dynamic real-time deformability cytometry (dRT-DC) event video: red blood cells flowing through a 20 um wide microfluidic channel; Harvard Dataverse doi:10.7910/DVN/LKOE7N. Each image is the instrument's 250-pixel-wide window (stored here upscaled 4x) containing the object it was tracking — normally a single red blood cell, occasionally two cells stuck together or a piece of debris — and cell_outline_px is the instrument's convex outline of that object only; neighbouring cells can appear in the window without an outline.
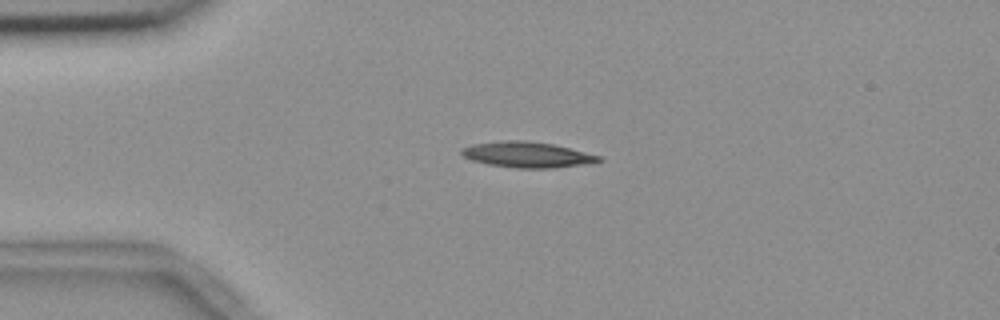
{"species": "common noctule bat (a hibernating species)", "species_latin": "Nyctalus noctula", "temperature_condition": "room temperature", "stored_images_in_passage": 43, "camera_frame_rate_fps": 3000, "um_per_image_px": 0.085, "animal": {"sex": "female", "body_mass_g": 18.4}, "frame": {"image": 1, "passage_image": 1, "time_ms": 0.0, "image_size_px": [1000, 320], "cell_outline_px": [[604, 160], [580, 164], [548, 168], [516, 168], [488, 164], [472, 160], [464, 156], [460, 152], [460, 148], [472, 144], [500, 140], [524, 140], [552, 144], [600, 156]], "centroid_in_image_um": [44.72, 13.13], "position_along_channel_um": 40.3, "area_um2": 20.23}}
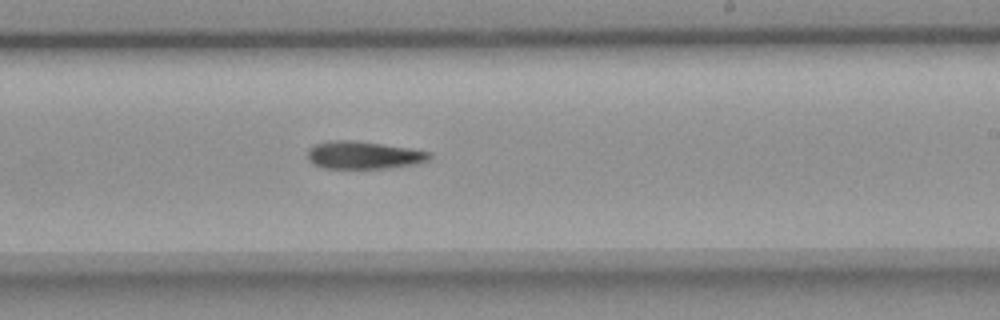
{"frame": {"image": 2, "passage_image": 21, "time_ms": 6.667, "image_size_px": [1000, 320], "cell_outline_px": [[432, 156], [428, 160], [416, 164], [392, 168], [324, 168], [312, 164], [308, 160], [308, 148], [316, 144], [332, 140], [352, 140], [408, 148], [432, 152]], "centroid_in_image_um": [30.91, 13.19], "position_along_channel_um": 258.1, "area_um2": 19.65}}
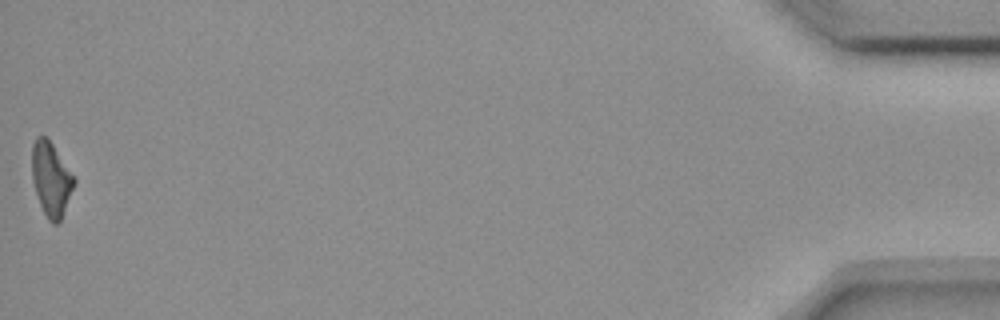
{"frame": {"image": 3, "passage_image": 43, "time_ms": 14.0, "image_size_px": [1000, 320], "cell_outline_px": [[76, 180], [60, 220], [56, 224], [52, 224], [48, 220], [40, 204], [32, 180], [32, 144], [36, 136], [44, 136], [52, 144]], "centroid_in_image_um": [4.31, 15.22], "position_along_channel_um": 430.9, "area_um2": 17.69}, "authors_computed_cell_mechanics": {"area_um2": 19.4208, "velocity_mm_per_s": 3.6892, "shape_relaxation_time_tau1_ms": 11.1132, "shape_relaxation_time_tau2_ms": null, "deformation_change_tau1": 0.2197, "deformation_change_tau2": null}}